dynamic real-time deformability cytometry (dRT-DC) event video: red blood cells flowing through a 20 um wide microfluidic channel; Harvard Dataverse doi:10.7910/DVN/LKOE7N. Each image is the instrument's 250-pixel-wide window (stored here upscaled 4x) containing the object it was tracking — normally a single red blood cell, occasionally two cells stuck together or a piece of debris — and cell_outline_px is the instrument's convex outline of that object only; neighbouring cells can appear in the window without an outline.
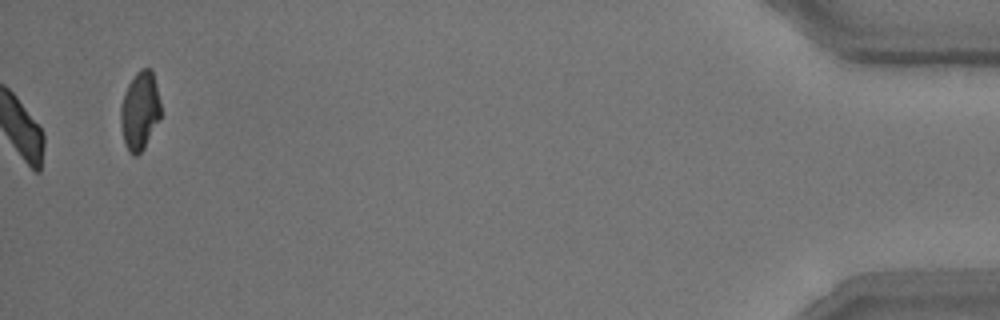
{"species": "common noctule bat (a hibernating species)", "species_latin": "Nyctalus noctula", "temperature_condition": "room temperature", "stored_images_in_passage": 40, "camera_frame_rate_fps": 3000, "um_per_image_px": 0.085, "animal": {"sex": "male", "body_mass_g": 15.6}, "frame": {"image": 1, "passage_image": 40, "time_ms": 13.0, "image_size_px": [1000, 320], "cell_outline_px": [[160, 120], [144, 148], [136, 156], [132, 156], [128, 152], [124, 140], [120, 124], [120, 108], [124, 92], [128, 84], [136, 72], [140, 68], [152, 68], [160, 100]], "centroid_in_image_um": [11.88, 9.41], "position_along_channel_um": 423.3, "area_um2": 18.55}, "authors_computed_cell_mechanics": {"area_um2": 19.1318, "velocity_mm_per_s": 3.7867, "shape_relaxation_time_tau1_ms": 3.5654, "shape_relaxation_time_tau2_ms": 2.5197, "deformation_change_tau1": 0.1381, "deformation_change_tau2": 0.095}}